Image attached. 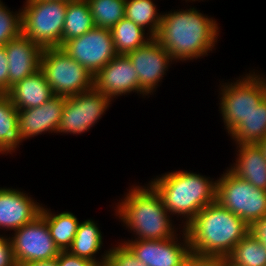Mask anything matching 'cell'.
<instances>
[{
	"instance_id": "cell-22",
	"label": "cell",
	"mask_w": 266,
	"mask_h": 266,
	"mask_svg": "<svg viewBox=\"0 0 266 266\" xmlns=\"http://www.w3.org/2000/svg\"><path fill=\"white\" fill-rule=\"evenodd\" d=\"M93 28H95V24L88 2L86 0L68 2L61 46L70 39L82 36Z\"/></svg>"
},
{
	"instance_id": "cell-30",
	"label": "cell",
	"mask_w": 266,
	"mask_h": 266,
	"mask_svg": "<svg viewBox=\"0 0 266 266\" xmlns=\"http://www.w3.org/2000/svg\"><path fill=\"white\" fill-rule=\"evenodd\" d=\"M107 261L112 266H146L124 243L108 250Z\"/></svg>"
},
{
	"instance_id": "cell-37",
	"label": "cell",
	"mask_w": 266,
	"mask_h": 266,
	"mask_svg": "<svg viewBox=\"0 0 266 266\" xmlns=\"http://www.w3.org/2000/svg\"><path fill=\"white\" fill-rule=\"evenodd\" d=\"M257 145L259 146V148L262 150L263 155L265 156L266 159V138L260 140Z\"/></svg>"
},
{
	"instance_id": "cell-19",
	"label": "cell",
	"mask_w": 266,
	"mask_h": 266,
	"mask_svg": "<svg viewBox=\"0 0 266 266\" xmlns=\"http://www.w3.org/2000/svg\"><path fill=\"white\" fill-rule=\"evenodd\" d=\"M236 163L230 170L259 189L266 190V159L257 144H237Z\"/></svg>"
},
{
	"instance_id": "cell-35",
	"label": "cell",
	"mask_w": 266,
	"mask_h": 266,
	"mask_svg": "<svg viewBox=\"0 0 266 266\" xmlns=\"http://www.w3.org/2000/svg\"><path fill=\"white\" fill-rule=\"evenodd\" d=\"M250 233L266 248V215L250 226Z\"/></svg>"
},
{
	"instance_id": "cell-39",
	"label": "cell",
	"mask_w": 266,
	"mask_h": 266,
	"mask_svg": "<svg viewBox=\"0 0 266 266\" xmlns=\"http://www.w3.org/2000/svg\"><path fill=\"white\" fill-rule=\"evenodd\" d=\"M98 266H112L108 261H105L101 264H98Z\"/></svg>"
},
{
	"instance_id": "cell-27",
	"label": "cell",
	"mask_w": 266,
	"mask_h": 266,
	"mask_svg": "<svg viewBox=\"0 0 266 266\" xmlns=\"http://www.w3.org/2000/svg\"><path fill=\"white\" fill-rule=\"evenodd\" d=\"M157 13V7L152 0H126L125 18L141 28H148L149 35L155 37L158 33L162 15Z\"/></svg>"
},
{
	"instance_id": "cell-33",
	"label": "cell",
	"mask_w": 266,
	"mask_h": 266,
	"mask_svg": "<svg viewBox=\"0 0 266 266\" xmlns=\"http://www.w3.org/2000/svg\"><path fill=\"white\" fill-rule=\"evenodd\" d=\"M58 266H95L89 260L74 256L68 251H60L57 257Z\"/></svg>"
},
{
	"instance_id": "cell-13",
	"label": "cell",
	"mask_w": 266,
	"mask_h": 266,
	"mask_svg": "<svg viewBox=\"0 0 266 266\" xmlns=\"http://www.w3.org/2000/svg\"><path fill=\"white\" fill-rule=\"evenodd\" d=\"M138 72L139 87L145 94H151L164 77L172 56L153 37L145 45L126 54Z\"/></svg>"
},
{
	"instance_id": "cell-25",
	"label": "cell",
	"mask_w": 266,
	"mask_h": 266,
	"mask_svg": "<svg viewBox=\"0 0 266 266\" xmlns=\"http://www.w3.org/2000/svg\"><path fill=\"white\" fill-rule=\"evenodd\" d=\"M110 31L116 53L123 55L145 45L153 38L150 35L149 37L148 35L144 37L145 29L125 17L113 26Z\"/></svg>"
},
{
	"instance_id": "cell-16",
	"label": "cell",
	"mask_w": 266,
	"mask_h": 266,
	"mask_svg": "<svg viewBox=\"0 0 266 266\" xmlns=\"http://www.w3.org/2000/svg\"><path fill=\"white\" fill-rule=\"evenodd\" d=\"M8 60V92L17 82L40 69L43 49L22 33L5 45Z\"/></svg>"
},
{
	"instance_id": "cell-17",
	"label": "cell",
	"mask_w": 266,
	"mask_h": 266,
	"mask_svg": "<svg viewBox=\"0 0 266 266\" xmlns=\"http://www.w3.org/2000/svg\"><path fill=\"white\" fill-rule=\"evenodd\" d=\"M28 194L11 188H0V228L17 230L35 220L42 206Z\"/></svg>"
},
{
	"instance_id": "cell-15",
	"label": "cell",
	"mask_w": 266,
	"mask_h": 266,
	"mask_svg": "<svg viewBox=\"0 0 266 266\" xmlns=\"http://www.w3.org/2000/svg\"><path fill=\"white\" fill-rule=\"evenodd\" d=\"M65 105L64 96H53L39 107L18 110L20 143L44 132L57 133Z\"/></svg>"
},
{
	"instance_id": "cell-3",
	"label": "cell",
	"mask_w": 266,
	"mask_h": 266,
	"mask_svg": "<svg viewBox=\"0 0 266 266\" xmlns=\"http://www.w3.org/2000/svg\"><path fill=\"white\" fill-rule=\"evenodd\" d=\"M117 209L116 215L136 233L138 238L135 240H161L176 236L169 212L150 183L147 187L135 186L129 190Z\"/></svg>"
},
{
	"instance_id": "cell-5",
	"label": "cell",
	"mask_w": 266,
	"mask_h": 266,
	"mask_svg": "<svg viewBox=\"0 0 266 266\" xmlns=\"http://www.w3.org/2000/svg\"><path fill=\"white\" fill-rule=\"evenodd\" d=\"M68 2L26 0L21 10L22 34L42 49L61 47Z\"/></svg>"
},
{
	"instance_id": "cell-2",
	"label": "cell",
	"mask_w": 266,
	"mask_h": 266,
	"mask_svg": "<svg viewBox=\"0 0 266 266\" xmlns=\"http://www.w3.org/2000/svg\"><path fill=\"white\" fill-rule=\"evenodd\" d=\"M183 228L191 253L224 259L250 232V227L240 217L217 201L205 206Z\"/></svg>"
},
{
	"instance_id": "cell-23",
	"label": "cell",
	"mask_w": 266,
	"mask_h": 266,
	"mask_svg": "<svg viewBox=\"0 0 266 266\" xmlns=\"http://www.w3.org/2000/svg\"><path fill=\"white\" fill-rule=\"evenodd\" d=\"M18 110L7 94H0V153L14 152L20 144ZM14 150V151H13Z\"/></svg>"
},
{
	"instance_id": "cell-24",
	"label": "cell",
	"mask_w": 266,
	"mask_h": 266,
	"mask_svg": "<svg viewBox=\"0 0 266 266\" xmlns=\"http://www.w3.org/2000/svg\"><path fill=\"white\" fill-rule=\"evenodd\" d=\"M229 134L237 144H257L266 138V98Z\"/></svg>"
},
{
	"instance_id": "cell-7",
	"label": "cell",
	"mask_w": 266,
	"mask_h": 266,
	"mask_svg": "<svg viewBox=\"0 0 266 266\" xmlns=\"http://www.w3.org/2000/svg\"><path fill=\"white\" fill-rule=\"evenodd\" d=\"M216 181V201L249 227L266 215V190L256 188L230 169Z\"/></svg>"
},
{
	"instance_id": "cell-21",
	"label": "cell",
	"mask_w": 266,
	"mask_h": 266,
	"mask_svg": "<svg viewBox=\"0 0 266 266\" xmlns=\"http://www.w3.org/2000/svg\"><path fill=\"white\" fill-rule=\"evenodd\" d=\"M40 215L46 220L50 235L60 251H68L77 233L79 221L71 212L52 214L42 207Z\"/></svg>"
},
{
	"instance_id": "cell-4",
	"label": "cell",
	"mask_w": 266,
	"mask_h": 266,
	"mask_svg": "<svg viewBox=\"0 0 266 266\" xmlns=\"http://www.w3.org/2000/svg\"><path fill=\"white\" fill-rule=\"evenodd\" d=\"M216 182L193 172L175 171L155 178L150 184L170 215L186 218L185 227L200 210L216 201Z\"/></svg>"
},
{
	"instance_id": "cell-18",
	"label": "cell",
	"mask_w": 266,
	"mask_h": 266,
	"mask_svg": "<svg viewBox=\"0 0 266 266\" xmlns=\"http://www.w3.org/2000/svg\"><path fill=\"white\" fill-rule=\"evenodd\" d=\"M7 95L17 110L39 107L55 96L40 69L13 85Z\"/></svg>"
},
{
	"instance_id": "cell-29",
	"label": "cell",
	"mask_w": 266,
	"mask_h": 266,
	"mask_svg": "<svg viewBox=\"0 0 266 266\" xmlns=\"http://www.w3.org/2000/svg\"><path fill=\"white\" fill-rule=\"evenodd\" d=\"M9 10L0 0V46H5L22 33L21 11L14 14Z\"/></svg>"
},
{
	"instance_id": "cell-10",
	"label": "cell",
	"mask_w": 266,
	"mask_h": 266,
	"mask_svg": "<svg viewBox=\"0 0 266 266\" xmlns=\"http://www.w3.org/2000/svg\"><path fill=\"white\" fill-rule=\"evenodd\" d=\"M10 241L18 266L57 258L60 253L50 235L47 222L41 215L15 230Z\"/></svg>"
},
{
	"instance_id": "cell-1",
	"label": "cell",
	"mask_w": 266,
	"mask_h": 266,
	"mask_svg": "<svg viewBox=\"0 0 266 266\" xmlns=\"http://www.w3.org/2000/svg\"><path fill=\"white\" fill-rule=\"evenodd\" d=\"M218 24L195 8L162 14L154 37L175 61L200 58L212 51L217 42Z\"/></svg>"
},
{
	"instance_id": "cell-8",
	"label": "cell",
	"mask_w": 266,
	"mask_h": 266,
	"mask_svg": "<svg viewBox=\"0 0 266 266\" xmlns=\"http://www.w3.org/2000/svg\"><path fill=\"white\" fill-rule=\"evenodd\" d=\"M221 87L220 111L230 133L266 98V78L253 72Z\"/></svg>"
},
{
	"instance_id": "cell-28",
	"label": "cell",
	"mask_w": 266,
	"mask_h": 266,
	"mask_svg": "<svg viewBox=\"0 0 266 266\" xmlns=\"http://www.w3.org/2000/svg\"><path fill=\"white\" fill-rule=\"evenodd\" d=\"M95 27L111 29L125 17L126 0H86Z\"/></svg>"
},
{
	"instance_id": "cell-14",
	"label": "cell",
	"mask_w": 266,
	"mask_h": 266,
	"mask_svg": "<svg viewBox=\"0 0 266 266\" xmlns=\"http://www.w3.org/2000/svg\"><path fill=\"white\" fill-rule=\"evenodd\" d=\"M93 87L112 100L132 91L146 96L139 87L138 72L123 54H117L94 76Z\"/></svg>"
},
{
	"instance_id": "cell-12",
	"label": "cell",
	"mask_w": 266,
	"mask_h": 266,
	"mask_svg": "<svg viewBox=\"0 0 266 266\" xmlns=\"http://www.w3.org/2000/svg\"><path fill=\"white\" fill-rule=\"evenodd\" d=\"M183 230L184 243H178L177 236L161 240H129L122 243L146 266H183L191 254L189 239L184 228Z\"/></svg>"
},
{
	"instance_id": "cell-38",
	"label": "cell",
	"mask_w": 266,
	"mask_h": 266,
	"mask_svg": "<svg viewBox=\"0 0 266 266\" xmlns=\"http://www.w3.org/2000/svg\"><path fill=\"white\" fill-rule=\"evenodd\" d=\"M223 266H236V265L230 264L226 259H224Z\"/></svg>"
},
{
	"instance_id": "cell-36",
	"label": "cell",
	"mask_w": 266,
	"mask_h": 266,
	"mask_svg": "<svg viewBox=\"0 0 266 266\" xmlns=\"http://www.w3.org/2000/svg\"><path fill=\"white\" fill-rule=\"evenodd\" d=\"M23 266H58L57 258H53L50 260H42V261H34L24 264Z\"/></svg>"
},
{
	"instance_id": "cell-40",
	"label": "cell",
	"mask_w": 266,
	"mask_h": 266,
	"mask_svg": "<svg viewBox=\"0 0 266 266\" xmlns=\"http://www.w3.org/2000/svg\"><path fill=\"white\" fill-rule=\"evenodd\" d=\"M47 1H62V2H70V1H73V0H47Z\"/></svg>"
},
{
	"instance_id": "cell-26",
	"label": "cell",
	"mask_w": 266,
	"mask_h": 266,
	"mask_svg": "<svg viewBox=\"0 0 266 266\" xmlns=\"http://www.w3.org/2000/svg\"><path fill=\"white\" fill-rule=\"evenodd\" d=\"M225 259L236 266H266V248L249 232Z\"/></svg>"
},
{
	"instance_id": "cell-32",
	"label": "cell",
	"mask_w": 266,
	"mask_h": 266,
	"mask_svg": "<svg viewBox=\"0 0 266 266\" xmlns=\"http://www.w3.org/2000/svg\"><path fill=\"white\" fill-rule=\"evenodd\" d=\"M224 258L200 256L191 253L183 266H223Z\"/></svg>"
},
{
	"instance_id": "cell-20",
	"label": "cell",
	"mask_w": 266,
	"mask_h": 266,
	"mask_svg": "<svg viewBox=\"0 0 266 266\" xmlns=\"http://www.w3.org/2000/svg\"><path fill=\"white\" fill-rule=\"evenodd\" d=\"M102 244V234L97 223L88 219L79 223L68 252L97 265L107 261L108 251L105 252L100 261L95 258V254L100 251Z\"/></svg>"
},
{
	"instance_id": "cell-34",
	"label": "cell",
	"mask_w": 266,
	"mask_h": 266,
	"mask_svg": "<svg viewBox=\"0 0 266 266\" xmlns=\"http://www.w3.org/2000/svg\"><path fill=\"white\" fill-rule=\"evenodd\" d=\"M8 69L5 46H0V94L8 93Z\"/></svg>"
},
{
	"instance_id": "cell-6",
	"label": "cell",
	"mask_w": 266,
	"mask_h": 266,
	"mask_svg": "<svg viewBox=\"0 0 266 266\" xmlns=\"http://www.w3.org/2000/svg\"><path fill=\"white\" fill-rule=\"evenodd\" d=\"M40 70L54 95L69 97L93 88V75L61 47L43 49Z\"/></svg>"
},
{
	"instance_id": "cell-11",
	"label": "cell",
	"mask_w": 266,
	"mask_h": 266,
	"mask_svg": "<svg viewBox=\"0 0 266 266\" xmlns=\"http://www.w3.org/2000/svg\"><path fill=\"white\" fill-rule=\"evenodd\" d=\"M61 48L93 77L117 55L111 31L97 27L70 39Z\"/></svg>"
},
{
	"instance_id": "cell-9",
	"label": "cell",
	"mask_w": 266,
	"mask_h": 266,
	"mask_svg": "<svg viewBox=\"0 0 266 266\" xmlns=\"http://www.w3.org/2000/svg\"><path fill=\"white\" fill-rule=\"evenodd\" d=\"M112 100L94 87L65 97V105L57 133L81 134L101 119Z\"/></svg>"
},
{
	"instance_id": "cell-31",
	"label": "cell",
	"mask_w": 266,
	"mask_h": 266,
	"mask_svg": "<svg viewBox=\"0 0 266 266\" xmlns=\"http://www.w3.org/2000/svg\"><path fill=\"white\" fill-rule=\"evenodd\" d=\"M0 235V266H18L11 246L10 237Z\"/></svg>"
}]
</instances>
